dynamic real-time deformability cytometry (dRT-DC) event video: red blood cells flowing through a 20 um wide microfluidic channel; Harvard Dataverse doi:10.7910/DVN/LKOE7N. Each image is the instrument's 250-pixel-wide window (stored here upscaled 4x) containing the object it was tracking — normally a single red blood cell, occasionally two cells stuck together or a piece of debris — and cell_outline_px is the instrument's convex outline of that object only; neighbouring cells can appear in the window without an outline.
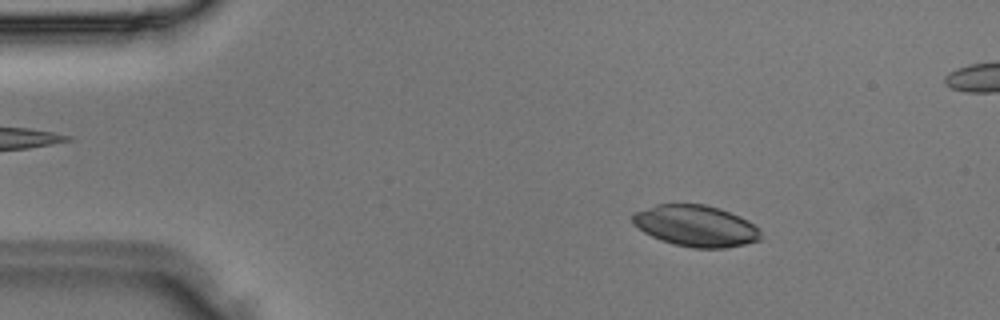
{"species": "Egyptian fruit bat (a non-hibernating species)", "species_latin": "Rousettus aegyptiacus", "temperature_condition": "room temperature", "stored_images_in_passage": 2, "camera_frame_rate_fps": 3000, "um_per_image_px": 0.085, "animal": {"sex": "male"}, "frame": {"image": 1, "passage_image": 1, "time_ms": 0.0, "image_size_px": [1000, 320], "cell_outline_px": [[760, 240], [744, 244], [724, 248], [692, 248], [660, 240], [644, 232], [632, 224], [632, 212], [656, 204], [704, 204], [720, 208], [748, 220], [760, 232]], "centroid_in_image_um": [59.09, 19.19], "position_along_channel_um": 25.9, "area_um2": 30.81}}